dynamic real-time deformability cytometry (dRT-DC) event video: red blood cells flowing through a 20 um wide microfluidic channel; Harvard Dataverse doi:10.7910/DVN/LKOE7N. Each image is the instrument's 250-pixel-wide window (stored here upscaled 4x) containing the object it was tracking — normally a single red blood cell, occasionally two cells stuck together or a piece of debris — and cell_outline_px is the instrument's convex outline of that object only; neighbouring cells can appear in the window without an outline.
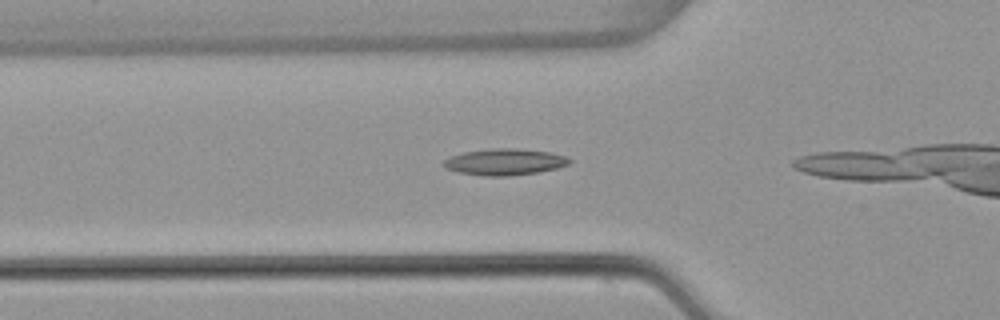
{"species": "common noctule bat (a hibernating species)", "species_latin": "Nyctalus noctula", "temperature_condition": "warm", "stored_images_in_passage": 16, "camera_frame_rate_fps": 3000, "um_per_image_px": 0.085, "animal": {"sex": "female", "body_mass_g": 22.7, "forearm_length_mm": 54.2}, "frame": {"image": 1, "passage_image": 3, "time_ms": 0.667, "image_size_px": [1000, 320], "cell_outline_px": [[572, 160], [568, 164], [556, 168], [540, 172], [508, 176], [484, 176], [460, 172], [444, 168], [440, 164], [448, 156], [464, 152], [492, 148], [516, 148], [548, 152], [564, 156]], "centroid_in_image_um": [42.84, 13.76], "position_along_channel_um": 83.0, "area_um2": 19.42}}